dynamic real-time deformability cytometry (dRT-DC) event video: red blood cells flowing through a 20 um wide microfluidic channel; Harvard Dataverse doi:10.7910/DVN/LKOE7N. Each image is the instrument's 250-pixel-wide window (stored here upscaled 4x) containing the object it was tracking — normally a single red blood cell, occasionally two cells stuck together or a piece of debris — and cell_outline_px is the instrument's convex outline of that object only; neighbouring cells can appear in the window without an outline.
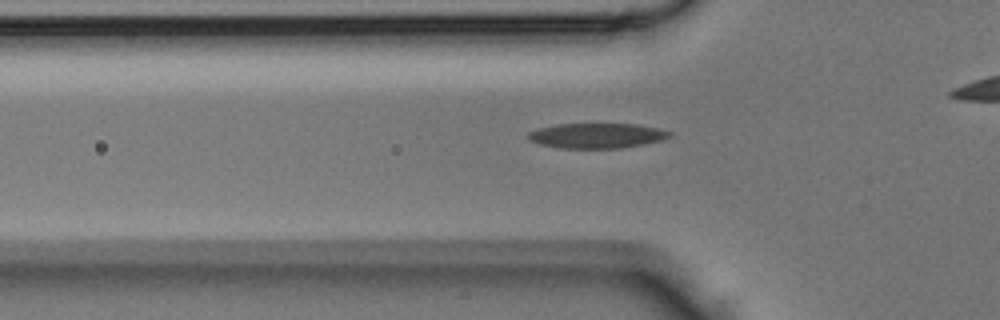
{"species": "Egyptian fruit bat (a non-hibernating species)", "species_latin": "Rousettus aegyptiacus", "temperature_condition": "room temperature", "stored_images_in_passage": 32, "camera_frame_rate_fps": 3000, "um_per_image_px": 0.085, "animal": {"sex": "male"}, "frame": {"image": 1, "passage_image": 10, "time_ms": 3.0, "image_size_px": [1000, 320], "cell_outline_px": [[672, 136], [660, 140], [644, 144], [620, 148], [560, 148], [540, 144], [528, 140], [524, 136], [528, 132], [540, 128], [556, 124], [636, 124], [656, 128], [672, 132]], "centroid_in_image_um": [50.68, 11.53], "position_along_channel_um": 75.1, "area_um2": 20.63}}
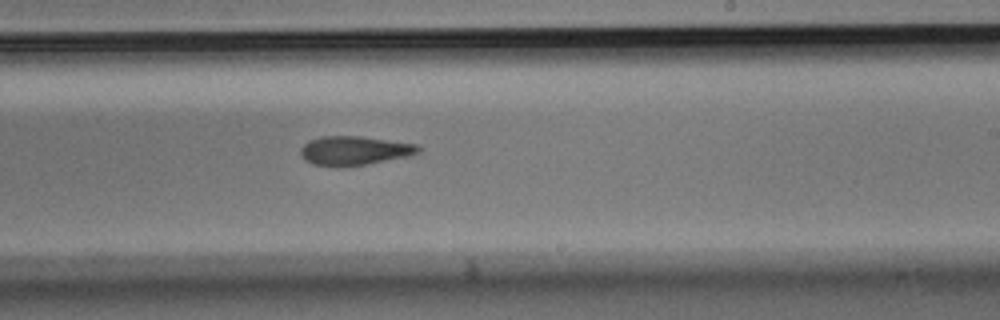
{"frame": {"image": 2, "passage_image": 22, "time_ms": 7.0, "image_size_px": [1000, 320], "cell_outline_px": [[420, 152], [408, 156], [368, 164], [312, 164], [304, 160], [300, 152], [300, 148], [308, 140], [320, 136], [360, 136], [416, 144], [420, 148]], "centroid_in_image_um": [30.12, 12.76], "position_along_channel_um": 258.9, "area_um2": 19.36}}
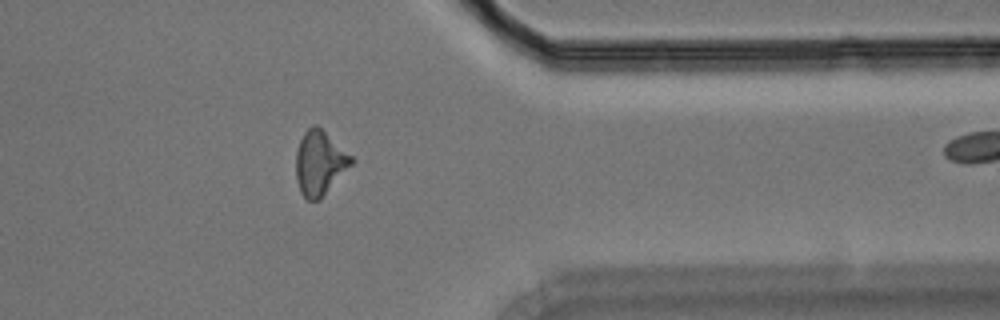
{"frame": {"image": 3, "passage_image": 31, "time_ms": 10.0, "image_size_px": [1000, 320], "cell_outline_px": [[356, 160], [320, 200], [308, 200], [300, 192], [296, 180], [296, 152], [300, 140], [304, 132], [312, 124], [316, 124], [352, 156]], "centroid_in_image_um": [27.17, 13.86], "position_along_channel_um": 384.2, "area_um2": 20.75}}